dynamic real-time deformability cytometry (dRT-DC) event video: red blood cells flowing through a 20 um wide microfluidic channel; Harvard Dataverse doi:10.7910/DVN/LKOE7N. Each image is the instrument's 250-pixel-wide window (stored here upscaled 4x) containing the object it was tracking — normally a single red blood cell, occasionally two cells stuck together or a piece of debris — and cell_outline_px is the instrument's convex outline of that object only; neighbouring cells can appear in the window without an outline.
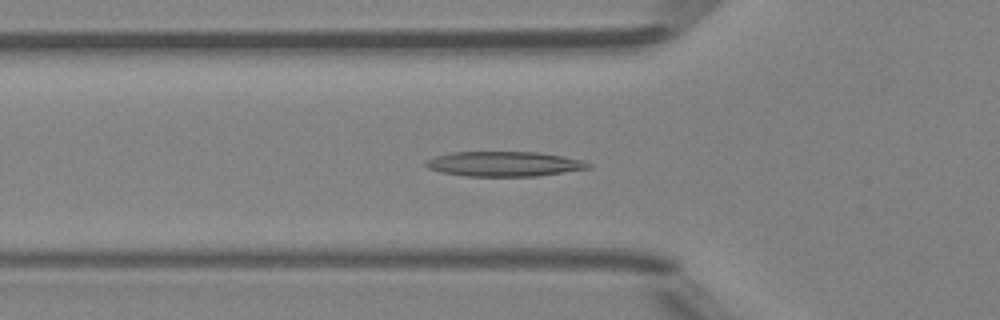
{"species": "Egyptian fruit bat (a non-hibernating species)", "species_latin": "Rousettus aegyptiacus", "temperature_condition": "room temperature", "stored_images_in_passage": 34, "camera_frame_rate_fps": 3000, "um_per_image_px": 0.085, "animal": {"sex": "female"}, "frame": {"image": 1, "passage_image": 2, "time_ms": 0.333, "image_size_px": [1000, 320], "cell_outline_px": [[592, 168], [536, 176], [464, 176], [440, 172], [428, 168], [424, 164], [428, 160], [436, 156], [452, 152], [540, 152], [580, 160], [592, 164]], "centroid_in_image_um": [42.85, 13.94], "position_along_channel_um": 83.0, "area_um2": 23.47}}
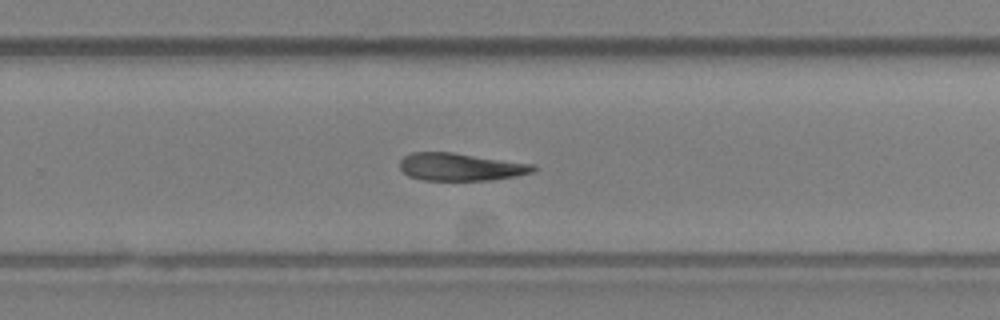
{"frame": {"image": 2, "passage_image": 17, "time_ms": 5.333, "image_size_px": [1000, 320], "cell_outline_px": [[536, 168], [532, 172], [516, 176], [492, 180], [424, 180], [408, 176], [400, 168], [400, 160], [404, 156], [412, 152], [452, 152], [536, 164]], "centroid_in_image_um": [39.16, 14.18], "position_along_channel_um": 290.6, "area_um2": 21.56}}
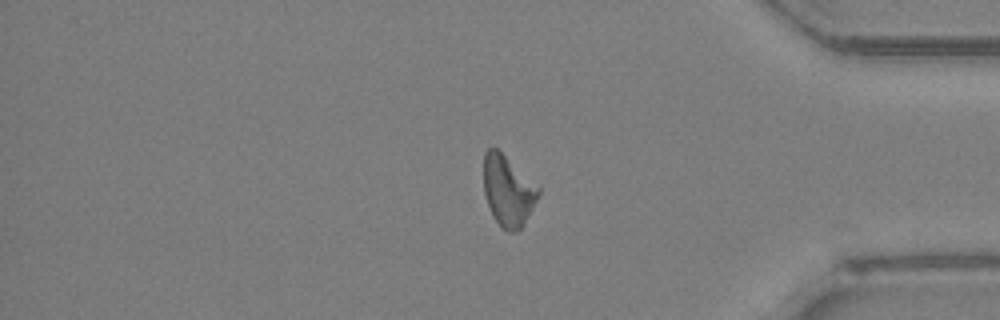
{"frame": {"image": 3, "passage_image": 26, "time_ms": 8.333, "image_size_px": [1000, 320], "cell_outline_px": [[540, 192], [532, 208], [520, 228], [512, 232], [508, 232], [492, 216], [484, 192], [484, 152], [488, 148], [496, 148], [540, 184]], "centroid_in_image_um": [43.2, 16.16], "position_along_channel_um": 392.0, "area_um2": 22.48}}